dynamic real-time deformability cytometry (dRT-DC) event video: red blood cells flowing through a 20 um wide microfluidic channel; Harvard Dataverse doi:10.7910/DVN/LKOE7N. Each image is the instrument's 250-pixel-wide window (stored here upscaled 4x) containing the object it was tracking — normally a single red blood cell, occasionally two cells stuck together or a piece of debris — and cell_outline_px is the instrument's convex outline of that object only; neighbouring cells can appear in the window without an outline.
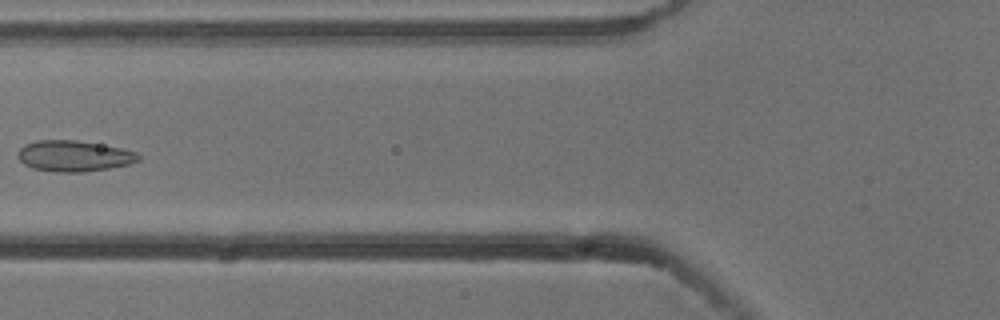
{"species": "common noctule bat (a hibernating species)", "species_latin": "Nyctalus noctula", "temperature_condition": "cold", "stored_images_in_passage": 5, "camera_frame_rate_fps": 3000, "um_per_image_px": 0.085, "animal": {"sex": "male", "body_mass_g": 13.3}, "frame": {"image": 1, "passage_image": 5, "time_ms": 1.333, "image_size_px": [1000, 320], "cell_outline_px": [[140, 160], [128, 164], [108, 168], [80, 172], [56, 172], [32, 168], [24, 164], [16, 156], [16, 152], [24, 144], [36, 140], [76, 140], [120, 148], [136, 152], [140, 156]], "centroid_in_image_um": [6.22, 13.25], "position_along_channel_um": 119.6, "area_um2": 21.68}}